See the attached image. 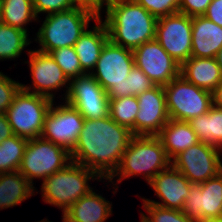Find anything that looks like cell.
Wrapping results in <instances>:
<instances>
[{
  "label": "cell",
  "mask_w": 222,
  "mask_h": 222,
  "mask_svg": "<svg viewBox=\"0 0 222 222\" xmlns=\"http://www.w3.org/2000/svg\"><path fill=\"white\" fill-rule=\"evenodd\" d=\"M132 132L110 116L85 119L71 161L96 172L108 180L118 168L129 145Z\"/></svg>",
  "instance_id": "cell-1"
},
{
  "label": "cell",
  "mask_w": 222,
  "mask_h": 222,
  "mask_svg": "<svg viewBox=\"0 0 222 222\" xmlns=\"http://www.w3.org/2000/svg\"><path fill=\"white\" fill-rule=\"evenodd\" d=\"M109 40L118 46L134 50L155 40L157 18L134 0H120L106 7Z\"/></svg>",
  "instance_id": "cell-2"
},
{
  "label": "cell",
  "mask_w": 222,
  "mask_h": 222,
  "mask_svg": "<svg viewBox=\"0 0 222 222\" xmlns=\"http://www.w3.org/2000/svg\"><path fill=\"white\" fill-rule=\"evenodd\" d=\"M170 165L171 160L157 136H133L118 168L108 180L113 182V178L117 176V183H120L130 176L143 174L149 183L160 171Z\"/></svg>",
  "instance_id": "cell-3"
},
{
  "label": "cell",
  "mask_w": 222,
  "mask_h": 222,
  "mask_svg": "<svg viewBox=\"0 0 222 222\" xmlns=\"http://www.w3.org/2000/svg\"><path fill=\"white\" fill-rule=\"evenodd\" d=\"M93 11L76 6L70 10L46 16L35 39L41 48L39 51L50 53L64 47H74L83 32L88 28L90 20L96 21Z\"/></svg>",
  "instance_id": "cell-4"
},
{
  "label": "cell",
  "mask_w": 222,
  "mask_h": 222,
  "mask_svg": "<svg viewBox=\"0 0 222 222\" xmlns=\"http://www.w3.org/2000/svg\"><path fill=\"white\" fill-rule=\"evenodd\" d=\"M102 179L96 172L81 164L70 162L42 182V197L45 203L61 207L63 214L82 196L93 189L88 181Z\"/></svg>",
  "instance_id": "cell-5"
},
{
  "label": "cell",
  "mask_w": 222,
  "mask_h": 222,
  "mask_svg": "<svg viewBox=\"0 0 222 222\" xmlns=\"http://www.w3.org/2000/svg\"><path fill=\"white\" fill-rule=\"evenodd\" d=\"M135 65L133 50L113 44L104 45L96 63V71L90 75L107 92L108 98L131 97L127 77Z\"/></svg>",
  "instance_id": "cell-6"
},
{
  "label": "cell",
  "mask_w": 222,
  "mask_h": 222,
  "mask_svg": "<svg viewBox=\"0 0 222 222\" xmlns=\"http://www.w3.org/2000/svg\"><path fill=\"white\" fill-rule=\"evenodd\" d=\"M52 103L53 100L46 96L20 89L6 111L13 134L28 140L40 137Z\"/></svg>",
  "instance_id": "cell-7"
},
{
  "label": "cell",
  "mask_w": 222,
  "mask_h": 222,
  "mask_svg": "<svg viewBox=\"0 0 222 222\" xmlns=\"http://www.w3.org/2000/svg\"><path fill=\"white\" fill-rule=\"evenodd\" d=\"M163 87L169 119L189 122L208 112L213 105L212 92L197 87L182 75Z\"/></svg>",
  "instance_id": "cell-8"
},
{
  "label": "cell",
  "mask_w": 222,
  "mask_h": 222,
  "mask_svg": "<svg viewBox=\"0 0 222 222\" xmlns=\"http://www.w3.org/2000/svg\"><path fill=\"white\" fill-rule=\"evenodd\" d=\"M70 162V152L40 136L28 140L18 171L32 184L34 178L44 180Z\"/></svg>",
  "instance_id": "cell-9"
},
{
  "label": "cell",
  "mask_w": 222,
  "mask_h": 222,
  "mask_svg": "<svg viewBox=\"0 0 222 222\" xmlns=\"http://www.w3.org/2000/svg\"><path fill=\"white\" fill-rule=\"evenodd\" d=\"M219 150V151H218ZM221 149L207 142H198L171 160L192 184H200L222 172Z\"/></svg>",
  "instance_id": "cell-10"
},
{
  "label": "cell",
  "mask_w": 222,
  "mask_h": 222,
  "mask_svg": "<svg viewBox=\"0 0 222 222\" xmlns=\"http://www.w3.org/2000/svg\"><path fill=\"white\" fill-rule=\"evenodd\" d=\"M155 39L179 65H182L191 57L192 17L178 12L158 18Z\"/></svg>",
  "instance_id": "cell-11"
},
{
  "label": "cell",
  "mask_w": 222,
  "mask_h": 222,
  "mask_svg": "<svg viewBox=\"0 0 222 222\" xmlns=\"http://www.w3.org/2000/svg\"><path fill=\"white\" fill-rule=\"evenodd\" d=\"M51 104L45 119L41 137L72 152L78 141L85 118L65 101L64 105Z\"/></svg>",
  "instance_id": "cell-12"
},
{
  "label": "cell",
  "mask_w": 222,
  "mask_h": 222,
  "mask_svg": "<svg viewBox=\"0 0 222 222\" xmlns=\"http://www.w3.org/2000/svg\"><path fill=\"white\" fill-rule=\"evenodd\" d=\"M68 86L65 101L75 107L85 119L109 116L107 92L90 74L72 79Z\"/></svg>",
  "instance_id": "cell-13"
},
{
  "label": "cell",
  "mask_w": 222,
  "mask_h": 222,
  "mask_svg": "<svg viewBox=\"0 0 222 222\" xmlns=\"http://www.w3.org/2000/svg\"><path fill=\"white\" fill-rule=\"evenodd\" d=\"M135 65L155 85L165 86L180 75L179 65L155 39L143 43L133 50Z\"/></svg>",
  "instance_id": "cell-14"
},
{
  "label": "cell",
  "mask_w": 222,
  "mask_h": 222,
  "mask_svg": "<svg viewBox=\"0 0 222 222\" xmlns=\"http://www.w3.org/2000/svg\"><path fill=\"white\" fill-rule=\"evenodd\" d=\"M135 136H157L169 121L164 87L155 85L137 96Z\"/></svg>",
  "instance_id": "cell-15"
},
{
  "label": "cell",
  "mask_w": 222,
  "mask_h": 222,
  "mask_svg": "<svg viewBox=\"0 0 222 222\" xmlns=\"http://www.w3.org/2000/svg\"><path fill=\"white\" fill-rule=\"evenodd\" d=\"M28 55H30V61H26L25 63H29L30 65L29 67L33 79L32 89H34V91L31 92V85L26 86L25 84H21V89L54 100V94L50 91L61 89V87L66 86L70 81L50 53L39 50H29Z\"/></svg>",
  "instance_id": "cell-16"
},
{
  "label": "cell",
  "mask_w": 222,
  "mask_h": 222,
  "mask_svg": "<svg viewBox=\"0 0 222 222\" xmlns=\"http://www.w3.org/2000/svg\"><path fill=\"white\" fill-rule=\"evenodd\" d=\"M182 211L194 220L222 217V172L203 183L192 184Z\"/></svg>",
  "instance_id": "cell-17"
},
{
  "label": "cell",
  "mask_w": 222,
  "mask_h": 222,
  "mask_svg": "<svg viewBox=\"0 0 222 222\" xmlns=\"http://www.w3.org/2000/svg\"><path fill=\"white\" fill-rule=\"evenodd\" d=\"M161 202L142 198L143 201L164 208L183 210L192 183L175 167L170 165L160 171L149 183Z\"/></svg>",
  "instance_id": "cell-18"
},
{
  "label": "cell",
  "mask_w": 222,
  "mask_h": 222,
  "mask_svg": "<svg viewBox=\"0 0 222 222\" xmlns=\"http://www.w3.org/2000/svg\"><path fill=\"white\" fill-rule=\"evenodd\" d=\"M222 49V27L205 16L192 17L191 57L216 58Z\"/></svg>",
  "instance_id": "cell-19"
},
{
  "label": "cell",
  "mask_w": 222,
  "mask_h": 222,
  "mask_svg": "<svg viewBox=\"0 0 222 222\" xmlns=\"http://www.w3.org/2000/svg\"><path fill=\"white\" fill-rule=\"evenodd\" d=\"M96 23L97 26L93 30L86 29L74 45L81 68L86 74L94 70L104 45L109 41L107 27L101 21V16L96 19Z\"/></svg>",
  "instance_id": "cell-20"
},
{
  "label": "cell",
  "mask_w": 222,
  "mask_h": 222,
  "mask_svg": "<svg viewBox=\"0 0 222 222\" xmlns=\"http://www.w3.org/2000/svg\"><path fill=\"white\" fill-rule=\"evenodd\" d=\"M180 75L209 92H213L222 83V71L216 58L190 57L181 65Z\"/></svg>",
  "instance_id": "cell-21"
},
{
  "label": "cell",
  "mask_w": 222,
  "mask_h": 222,
  "mask_svg": "<svg viewBox=\"0 0 222 222\" xmlns=\"http://www.w3.org/2000/svg\"><path fill=\"white\" fill-rule=\"evenodd\" d=\"M111 206L109 201L92 190L63 214V222H105L112 213Z\"/></svg>",
  "instance_id": "cell-22"
},
{
  "label": "cell",
  "mask_w": 222,
  "mask_h": 222,
  "mask_svg": "<svg viewBox=\"0 0 222 222\" xmlns=\"http://www.w3.org/2000/svg\"><path fill=\"white\" fill-rule=\"evenodd\" d=\"M157 137L162 142L170 160L200 142L189 122L172 119H169Z\"/></svg>",
  "instance_id": "cell-23"
},
{
  "label": "cell",
  "mask_w": 222,
  "mask_h": 222,
  "mask_svg": "<svg viewBox=\"0 0 222 222\" xmlns=\"http://www.w3.org/2000/svg\"><path fill=\"white\" fill-rule=\"evenodd\" d=\"M33 193V184L18 170L0 173V210L22 203V201L35 195Z\"/></svg>",
  "instance_id": "cell-24"
},
{
  "label": "cell",
  "mask_w": 222,
  "mask_h": 222,
  "mask_svg": "<svg viewBox=\"0 0 222 222\" xmlns=\"http://www.w3.org/2000/svg\"><path fill=\"white\" fill-rule=\"evenodd\" d=\"M200 142L222 149V109L214 105L208 112L189 121Z\"/></svg>",
  "instance_id": "cell-25"
},
{
  "label": "cell",
  "mask_w": 222,
  "mask_h": 222,
  "mask_svg": "<svg viewBox=\"0 0 222 222\" xmlns=\"http://www.w3.org/2000/svg\"><path fill=\"white\" fill-rule=\"evenodd\" d=\"M37 20L32 0H3L0 22L21 30L28 22Z\"/></svg>",
  "instance_id": "cell-26"
},
{
  "label": "cell",
  "mask_w": 222,
  "mask_h": 222,
  "mask_svg": "<svg viewBox=\"0 0 222 222\" xmlns=\"http://www.w3.org/2000/svg\"><path fill=\"white\" fill-rule=\"evenodd\" d=\"M27 31L0 22V60L15 59L30 44Z\"/></svg>",
  "instance_id": "cell-27"
},
{
  "label": "cell",
  "mask_w": 222,
  "mask_h": 222,
  "mask_svg": "<svg viewBox=\"0 0 222 222\" xmlns=\"http://www.w3.org/2000/svg\"><path fill=\"white\" fill-rule=\"evenodd\" d=\"M139 110L137 96L109 98V116L128 128L135 136V120Z\"/></svg>",
  "instance_id": "cell-28"
},
{
  "label": "cell",
  "mask_w": 222,
  "mask_h": 222,
  "mask_svg": "<svg viewBox=\"0 0 222 222\" xmlns=\"http://www.w3.org/2000/svg\"><path fill=\"white\" fill-rule=\"evenodd\" d=\"M27 142L14 134L0 143V173L19 170Z\"/></svg>",
  "instance_id": "cell-29"
},
{
  "label": "cell",
  "mask_w": 222,
  "mask_h": 222,
  "mask_svg": "<svg viewBox=\"0 0 222 222\" xmlns=\"http://www.w3.org/2000/svg\"><path fill=\"white\" fill-rule=\"evenodd\" d=\"M58 66L63 70V73L69 81L77 77L86 75L82 70L79 58L74 47L58 48L50 52Z\"/></svg>",
  "instance_id": "cell-30"
},
{
  "label": "cell",
  "mask_w": 222,
  "mask_h": 222,
  "mask_svg": "<svg viewBox=\"0 0 222 222\" xmlns=\"http://www.w3.org/2000/svg\"><path fill=\"white\" fill-rule=\"evenodd\" d=\"M143 207L149 216L142 213L141 222H196L189 218L182 210L164 208L143 201Z\"/></svg>",
  "instance_id": "cell-31"
},
{
  "label": "cell",
  "mask_w": 222,
  "mask_h": 222,
  "mask_svg": "<svg viewBox=\"0 0 222 222\" xmlns=\"http://www.w3.org/2000/svg\"><path fill=\"white\" fill-rule=\"evenodd\" d=\"M157 19L179 12L180 0H134Z\"/></svg>",
  "instance_id": "cell-32"
},
{
  "label": "cell",
  "mask_w": 222,
  "mask_h": 222,
  "mask_svg": "<svg viewBox=\"0 0 222 222\" xmlns=\"http://www.w3.org/2000/svg\"><path fill=\"white\" fill-rule=\"evenodd\" d=\"M20 89L21 83L12 80L0 72V114H6Z\"/></svg>",
  "instance_id": "cell-33"
},
{
  "label": "cell",
  "mask_w": 222,
  "mask_h": 222,
  "mask_svg": "<svg viewBox=\"0 0 222 222\" xmlns=\"http://www.w3.org/2000/svg\"><path fill=\"white\" fill-rule=\"evenodd\" d=\"M127 84V91L130 92L132 96H138L140 93L148 91L155 86L150 78L136 65L133 66L127 77Z\"/></svg>",
  "instance_id": "cell-34"
},
{
  "label": "cell",
  "mask_w": 222,
  "mask_h": 222,
  "mask_svg": "<svg viewBox=\"0 0 222 222\" xmlns=\"http://www.w3.org/2000/svg\"><path fill=\"white\" fill-rule=\"evenodd\" d=\"M36 16L39 13H48V15L67 11L76 7L73 0H32Z\"/></svg>",
  "instance_id": "cell-35"
},
{
  "label": "cell",
  "mask_w": 222,
  "mask_h": 222,
  "mask_svg": "<svg viewBox=\"0 0 222 222\" xmlns=\"http://www.w3.org/2000/svg\"><path fill=\"white\" fill-rule=\"evenodd\" d=\"M211 2L212 0H180L179 13L190 17L202 16Z\"/></svg>",
  "instance_id": "cell-36"
},
{
  "label": "cell",
  "mask_w": 222,
  "mask_h": 222,
  "mask_svg": "<svg viewBox=\"0 0 222 222\" xmlns=\"http://www.w3.org/2000/svg\"><path fill=\"white\" fill-rule=\"evenodd\" d=\"M203 16L222 27V0H212Z\"/></svg>",
  "instance_id": "cell-37"
},
{
  "label": "cell",
  "mask_w": 222,
  "mask_h": 222,
  "mask_svg": "<svg viewBox=\"0 0 222 222\" xmlns=\"http://www.w3.org/2000/svg\"><path fill=\"white\" fill-rule=\"evenodd\" d=\"M76 6L87 8L100 17L102 0H73Z\"/></svg>",
  "instance_id": "cell-38"
},
{
  "label": "cell",
  "mask_w": 222,
  "mask_h": 222,
  "mask_svg": "<svg viewBox=\"0 0 222 222\" xmlns=\"http://www.w3.org/2000/svg\"><path fill=\"white\" fill-rule=\"evenodd\" d=\"M12 135L14 134L6 114H0V143Z\"/></svg>",
  "instance_id": "cell-39"
},
{
  "label": "cell",
  "mask_w": 222,
  "mask_h": 222,
  "mask_svg": "<svg viewBox=\"0 0 222 222\" xmlns=\"http://www.w3.org/2000/svg\"><path fill=\"white\" fill-rule=\"evenodd\" d=\"M213 105L222 109V83L212 92Z\"/></svg>",
  "instance_id": "cell-40"
},
{
  "label": "cell",
  "mask_w": 222,
  "mask_h": 222,
  "mask_svg": "<svg viewBox=\"0 0 222 222\" xmlns=\"http://www.w3.org/2000/svg\"><path fill=\"white\" fill-rule=\"evenodd\" d=\"M196 222H222V217H206L195 220Z\"/></svg>",
  "instance_id": "cell-41"
},
{
  "label": "cell",
  "mask_w": 222,
  "mask_h": 222,
  "mask_svg": "<svg viewBox=\"0 0 222 222\" xmlns=\"http://www.w3.org/2000/svg\"><path fill=\"white\" fill-rule=\"evenodd\" d=\"M216 60L218 62V65L221 68L222 71V49L218 52L217 56H216Z\"/></svg>",
  "instance_id": "cell-42"
},
{
  "label": "cell",
  "mask_w": 222,
  "mask_h": 222,
  "mask_svg": "<svg viewBox=\"0 0 222 222\" xmlns=\"http://www.w3.org/2000/svg\"><path fill=\"white\" fill-rule=\"evenodd\" d=\"M116 1H120V0H102V6H103V4L105 3V4H106V7H107L108 4L113 3V2H116Z\"/></svg>",
  "instance_id": "cell-43"
},
{
  "label": "cell",
  "mask_w": 222,
  "mask_h": 222,
  "mask_svg": "<svg viewBox=\"0 0 222 222\" xmlns=\"http://www.w3.org/2000/svg\"><path fill=\"white\" fill-rule=\"evenodd\" d=\"M2 3H3V0H0V15H1V12H2Z\"/></svg>",
  "instance_id": "cell-44"
},
{
  "label": "cell",
  "mask_w": 222,
  "mask_h": 222,
  "mask_svg": "<svg viewBox=\"0 0 222 222\" xmlns=\"http://www.w3.org/2000/svg\"><path fill=\"white\" fill-rule=\"evenodd\" d=\"M39 222H50V221H47V219L46 220L43 219V220H41Z\"/></svg>",
  "instance_id": "cell-45"
}]
</instances>
